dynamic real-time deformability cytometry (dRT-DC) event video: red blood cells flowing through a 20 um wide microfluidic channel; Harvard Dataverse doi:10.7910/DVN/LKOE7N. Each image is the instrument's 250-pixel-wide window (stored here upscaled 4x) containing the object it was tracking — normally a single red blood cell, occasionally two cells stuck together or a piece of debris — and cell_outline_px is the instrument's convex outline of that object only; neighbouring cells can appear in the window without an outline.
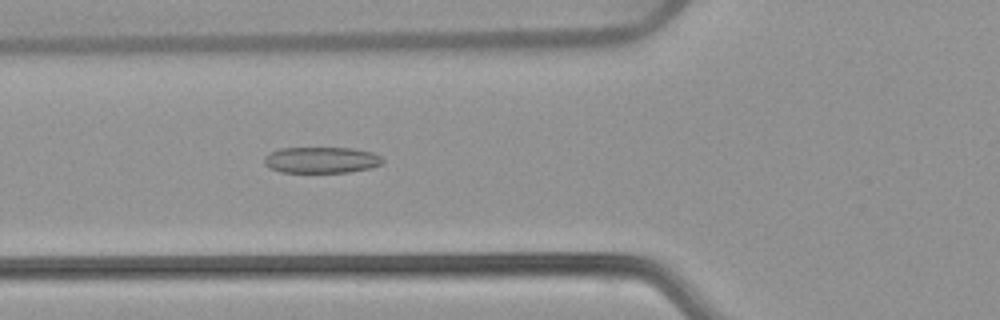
{"species": "common noctule bat (a hibernating species)", "species_latin": "Nyctalus noctula", "temperature_condition": "warm", "stored_images_in_passage": 53, "camera_frame_rate_fps": 3000, "um_per_image_px": 0.085, "animal": {"sex": "female", "body_mass_g": 22.7, "forearm_length_mm": 54.2}, "frame": {"image": 1, "passage_image": 20, "time_ms": 6.333, "image_size_px": [1000, 320], "cell_outline_px": [[384, 160], [380, 164], [368, 168], [348, 172], [280, 172], [264, 164], [264, 156], [268, 152], [280, 148], [352, 148], [372, 152], [380, 156]], "centroid_in_image_um": [27.27, 13.59], "position_along_channel_um": 98.5, "area_um2": 17.98}}
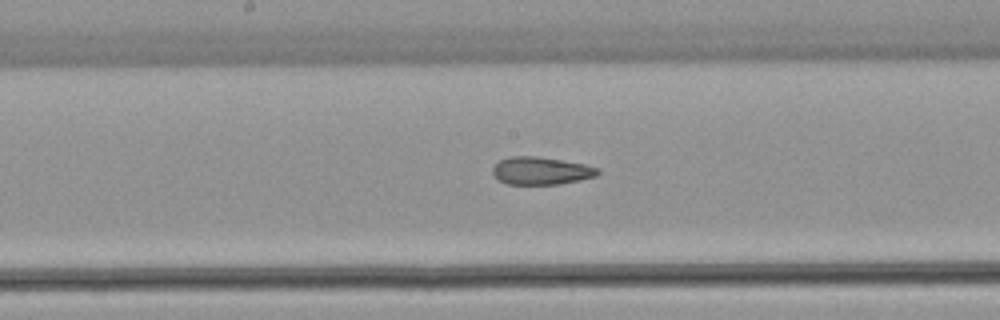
{"frame": {"image": 2, "passage_image": 28, "time_ms": 9.0, "image_size_px": [1000, 320], "cell_outline_px": [[600, 172], [596, 176], [580, 180], [560, 184], [508, 184], [500, 180], [492, 172], [492, 168], [500, 160], [508, 156], [536, 156], [584, 164], [600, 168]], "centroid_in_image_um": [46.01, 14.51], "position_along_channel_um": 202.2, "area_um2": 16.88}}
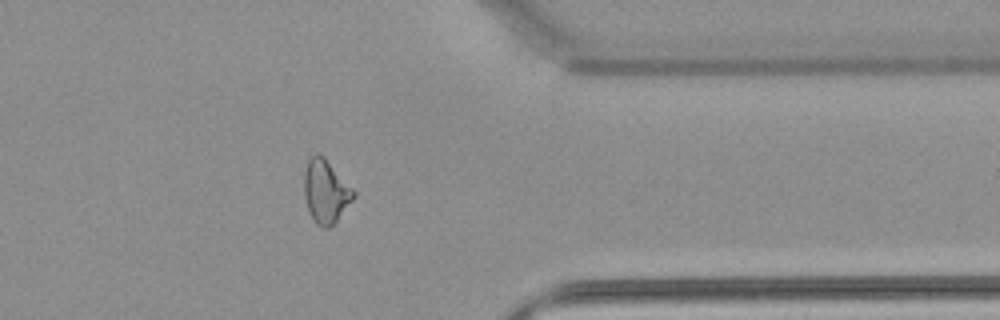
{"frame": {"image": 3, "passage_image": 43, "time_ms": 14.0, "image_size_px": [1000, 320], "cell_outline_px": [[356, 196], [336, 220], [328, 228], [320, 228], [316, 224], [308, 208], [304, 196], [304, 172], [308, 160], [316, 152], [320, 152], [324, 156], [356, 192]], "centroid_in_image_um": [27.68, 16.24], "position_along_channel_um": 383.7, "area_um2": 18.15}, "authors_computed_cell_mechanics": {"area_um2": 18.9006, "velocity_mm_per_s": 3.8815, "shape_relaxation_time_tau1_ms": null, "shape_relaxation_time_tau2_ms": 3.8744, "deformation_change_tau1": null, "deformation_change_tau2": 0.1268}}